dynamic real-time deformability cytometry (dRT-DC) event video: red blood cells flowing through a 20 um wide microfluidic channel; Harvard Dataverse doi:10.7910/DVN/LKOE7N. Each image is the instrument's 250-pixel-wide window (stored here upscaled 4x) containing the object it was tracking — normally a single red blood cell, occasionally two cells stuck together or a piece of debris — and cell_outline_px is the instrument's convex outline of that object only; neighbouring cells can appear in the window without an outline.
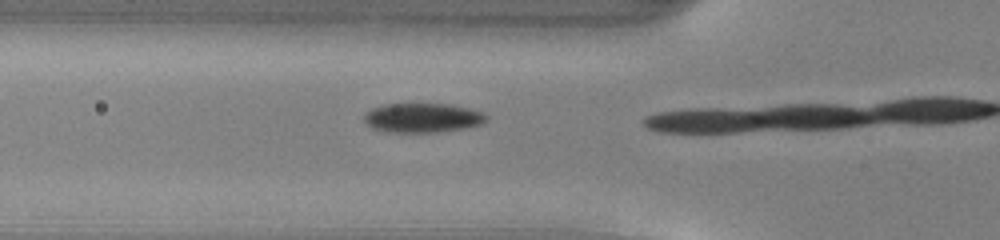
{"species": "common noctule bat (a hibernating species)", "species_latin": "Nyctalus noctula", "temperature_condition": "warm", "stored_images_in_passage": 5, "camera_frame_rate_fps": 3000, "um_per_image_px": 0.085, "animal": {"sex": "male", "body_mass_g": 13.0, "forearm_length_mm": 53.1}, "frame": {"image": 1, "passage_image": 4, "time_ms": 1.0, "image_size_px": [1000, 240], "cell_outline_px": [[488, 120], [480, 124], [464, 128], [436, 132], [388, 132], [372, 128], [364, 120], [364, 112], [372, 108], [384, 104], [452, 104], [468, 108], [480, 112], [488, 116]], "centroid_in_image_um": [35.89, 10.01], "position_along_channel_um": 89.9, "area_um2": 20.87}}